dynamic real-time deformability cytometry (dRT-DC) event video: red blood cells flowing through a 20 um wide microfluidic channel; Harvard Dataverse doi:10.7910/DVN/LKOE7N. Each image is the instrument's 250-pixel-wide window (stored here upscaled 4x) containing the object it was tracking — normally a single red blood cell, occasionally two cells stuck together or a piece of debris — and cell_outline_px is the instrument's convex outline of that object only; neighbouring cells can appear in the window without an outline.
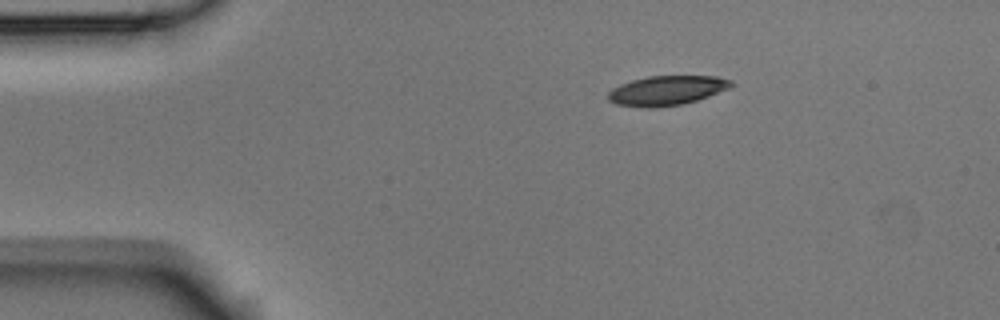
{"species": "Egyptian fruit bat (a non-hibernating species)", "species_latin": "Rousettus aegyptiacus", "temperature_condition": "room temperature", "stored_images_in_passage": 9, "camera_frame_rate_fps": 3000, "um_per_image_px": 0.085, "animal": {"sex": "male"}, "frame": {"image": 1, "passage_image": 1, "time_ms": 0.0, "image_size_px": [1000, 320], "cell_outline_px": [[736, 84], [728, 88], [708, 96], [684, 104], [656, 108], [644, 108], [616, 104], [608, 100], [608, 92], [612, 88], [620, 84], [632, 80], [648, 76], [716, 76], [732, 80]], "centroid_in_image_um": [56.66, 7.7], "position_along_channel_um": 28.3, "area_um2": 21.33}}
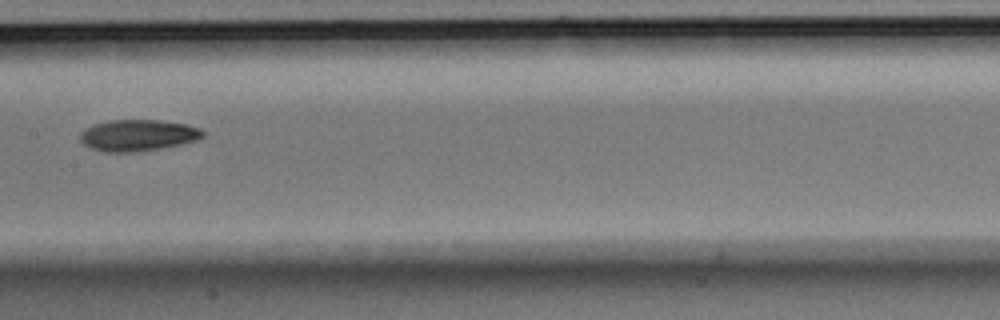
{"frame": {"image": 2, "passage_image": 6, "time_ms": 1.667, "image_size_px": [1000, 320], "cell_outline_px": [[204, 136], [196, 140], [180, 144], [160, 148], [136, 152], [104, 152], [92, 148], [84, 144], [80, 140], [80, 132], [92, 124], [108, 120], [160, 120], [188, 124], [200, 128], [204, 132]], "centroid_in_image_um": [11.71, 11.49], "position_along_channel_um": 195.7, "area_um2": 22.54}}
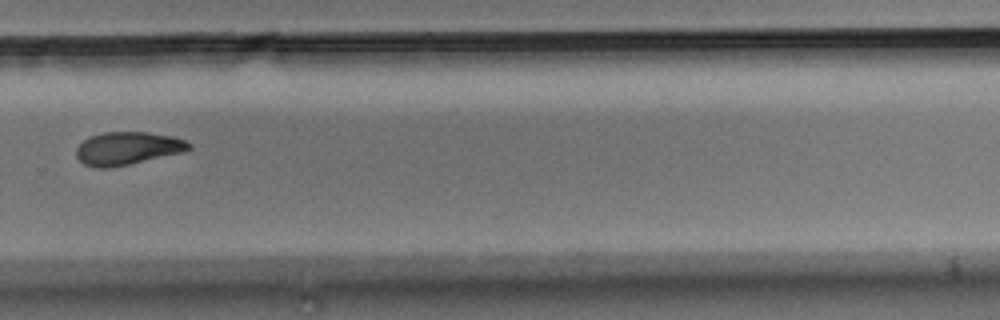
{"frame": {"image": 3, "passage_image": 9, "time_ms": 2.667, "image_size_px": [1000, 320], "cell_outline_px": [[192, 148], [184, 152], [128, 164], [108, 168], [96, 168], [84, 164], [76, 156], [76, 148], [84, 140], [92, 136], [104, 132], [148, 132], [172, 136], [184, 140], [192, 144]], "centroid_in_image_um": [10.85, 12.61], "position_along_channel_um": 318.9, "area_um2": 21.5}}